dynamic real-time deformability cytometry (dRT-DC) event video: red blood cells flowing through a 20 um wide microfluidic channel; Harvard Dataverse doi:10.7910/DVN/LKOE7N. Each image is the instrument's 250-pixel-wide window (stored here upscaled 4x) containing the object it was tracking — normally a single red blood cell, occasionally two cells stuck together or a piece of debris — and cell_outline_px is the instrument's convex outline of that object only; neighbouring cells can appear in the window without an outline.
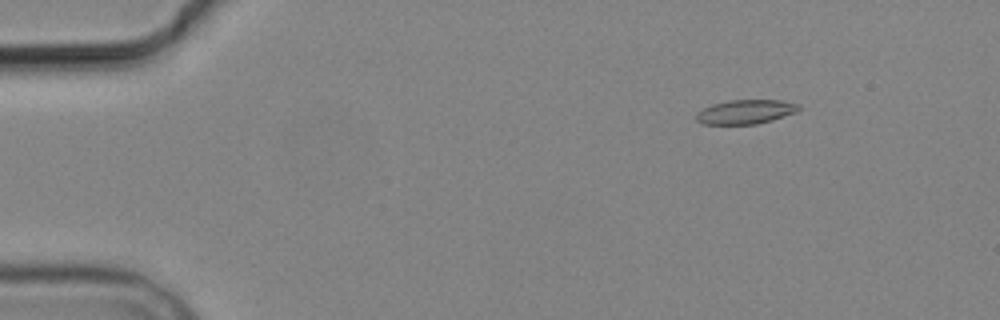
{"species": "common noctule bat (a hibernating species)", "species_latin": "Nyctalus noctula", "temperature_condition": "cold", "stored_images_in_passage": 4, "camera_frame_rate_fps": 3000, "um_per_image_px": 0.085, "animal": {"sex": "male", "body_mass_g": 19.2, "forearm_length_mm": 51.8}, "frame": {"image": 1, "passage_image": 4, "time_ms": 3.667, "image_size_px": [1000, 320], "cell_outline_px": [[800, 108], [796, 112], [772, 120], [756, 124], [704, 124], [696, 120], [696, 112], [712, 104], [728, 100], [780, 100], [800, 104]], "centroid_in_image_um": [63.37, 9.5], "position_along_channel_um": 21.6, "area_um2": 14.45}}